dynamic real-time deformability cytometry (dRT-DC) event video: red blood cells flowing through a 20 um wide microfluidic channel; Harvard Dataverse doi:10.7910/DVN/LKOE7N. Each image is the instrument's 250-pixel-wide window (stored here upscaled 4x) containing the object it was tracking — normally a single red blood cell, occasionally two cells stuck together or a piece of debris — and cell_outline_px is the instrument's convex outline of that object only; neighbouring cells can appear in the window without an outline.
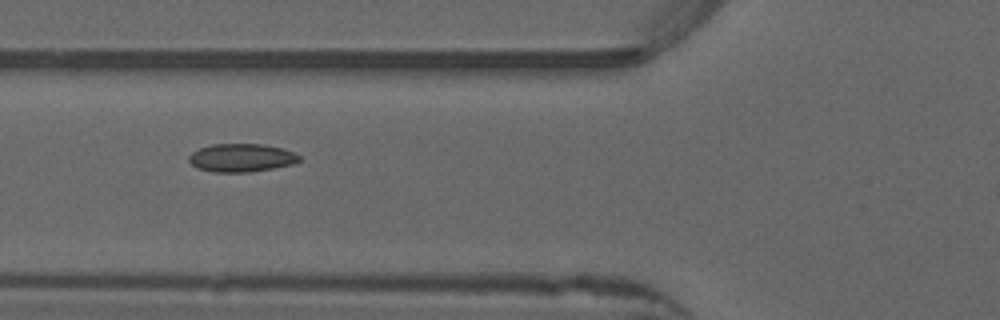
{"species": "common noctule bat (a hibernating species)", "species_latin": "Nyctalus noctula", "temperature_condition": "warm", "stored_images_in_passage": 42, "camera_frame_rate_fps": 3000, "um_per_image_px": 0.085, "animal": {"sex": "male", "forearm_length_mm": 52.5}, "frame": {"image": 1, "passage_image": 13, "time_ms": 4.0, "image_size_px": [1000, 320], "cell_outline_px": [[300, 160], [292, 164], [272, 168], [248, 172], [212, 172], [196, 168], [188, 160], [188, 156], [192, 152], [200, 148], [212, 144], [260, 144], [280, 148], [292, 152], [300, 156]], "centroid_in_image_um": [20.46, 13.41], "position_along_channel_um": 105.3, "area_um2": 17.98}, "authors_computed_cell_mechanics": {"area_um2": 17.6579, "velocity_mm_per_s": 3.9028, "shape_relaxation_time_tau1_ms": null, "shape_relaxation_time_tau2_ms": 3.6259, "deformation_change_tau1": null, "deformation_change_tau2": 0.0645}}